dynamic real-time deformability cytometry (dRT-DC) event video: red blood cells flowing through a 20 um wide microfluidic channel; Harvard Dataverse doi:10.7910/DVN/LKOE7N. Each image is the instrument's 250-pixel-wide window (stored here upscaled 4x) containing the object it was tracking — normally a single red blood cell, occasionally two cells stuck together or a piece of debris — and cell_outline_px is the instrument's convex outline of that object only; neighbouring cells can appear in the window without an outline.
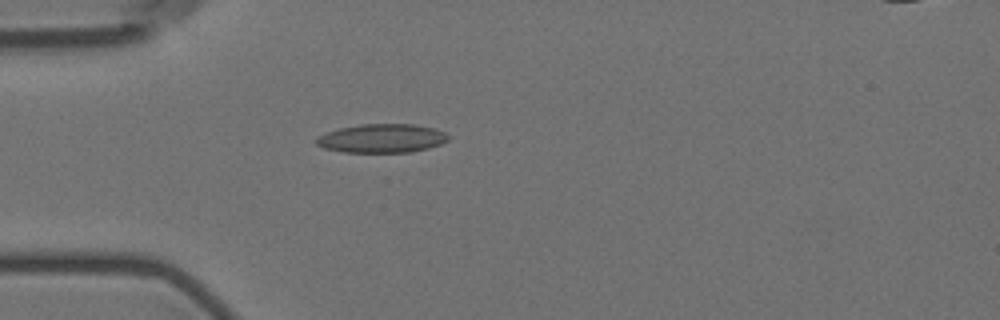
{"species": "Egyptian fruit bat (a non-hibernating species)", "species_latin": "Rousettus aegyptiacus", "temperature_condition": "room temperature", "stored_images_in_passage": 1, "camera_frame_rate_fps": 3000, "um_per_image_px": 0.085, "animal": {"sex": "female"}, "frame": {"image": 1, "passage_image": 1, "time_ms": 0.0, "image_size_px": [1000, 320], "cell_outline_px": [[448, 140], [440, 144], [428, 148], [408, 152], [344, 152], [324, 148], [316, 144], [316, 136], [340, 128], [360, 124], [412, 124], [432, 128], [444, 132], [448, 136]], "centroid_in_image_um": [32.43, 11.76], "position_along_channel_um": 52.6, "area_um2": 21.91}}